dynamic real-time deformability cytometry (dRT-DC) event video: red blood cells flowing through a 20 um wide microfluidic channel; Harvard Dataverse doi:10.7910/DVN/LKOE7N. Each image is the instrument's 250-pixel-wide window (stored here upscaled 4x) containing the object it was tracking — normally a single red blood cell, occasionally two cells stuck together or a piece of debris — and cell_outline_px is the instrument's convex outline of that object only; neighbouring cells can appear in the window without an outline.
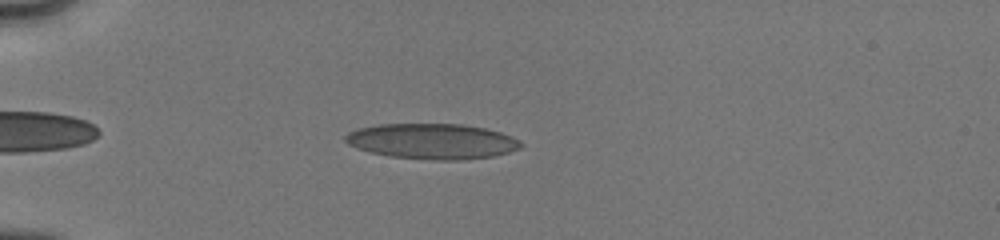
{"species": "human", "species_latin": "Homo sapiens", "temperature_condition": "cold", "stored_images_in_passage": 9, "camera_frame_rate_fps": 3000, "um_per_image_px": 0.085, "donor": {"sex": "male"}, "frame": {"image": 1, "passage_image": 4, "time_ms": 1.667, "image_size_px": [1000, 240], "cell_outline_px": [[524, 144], [520, 148], [508, 152], [492, 156], [460, 160], [436, 160], [392, 156], [372, 152], [356, 148], [348, 144], [344, 140], [344, 136], [348, 132], [356, 128], [380, 124], [460, 124], [484, 128], [500, 132], [512, 136], [520, 140]], "centroid_in_image_um": [36.73, 12.0], "position_along_channel_um": 48.3, "area_um2": 36.18}}
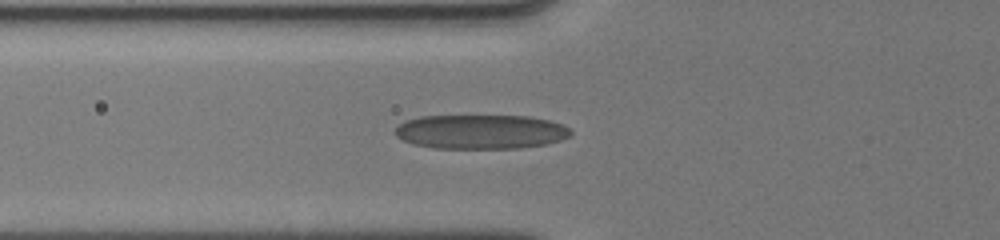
{"frame": {"image": 2, "passage_image": 8, "time_ms": 3.333, "image_size_px": [1000, 240], "cell_outline_px": [[572, 136], [560, 140], [544, 144], [516, 148], [432, 148], [412, 144], [396, 136], [392, 132], [404, 120], [420, 116], [528, 116], [548, 120], [564, 124], [572, 132]], "centroid_in_image_um": [40.84, 11.19], "position_along_channel_um": 85.0, "area_um2": 35.26}}